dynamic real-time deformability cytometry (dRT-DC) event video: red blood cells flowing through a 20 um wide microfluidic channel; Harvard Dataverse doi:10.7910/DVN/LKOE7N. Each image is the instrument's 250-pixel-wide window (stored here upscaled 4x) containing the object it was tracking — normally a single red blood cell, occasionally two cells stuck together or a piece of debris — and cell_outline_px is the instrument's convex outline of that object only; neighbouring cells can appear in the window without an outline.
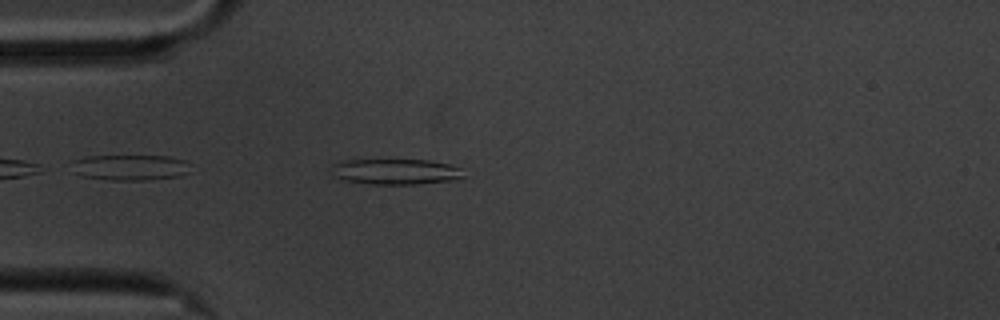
{"species": "common noctule bat (a hibernating species)", "species_latin": "Nyctalus noctula", "temperature_condition": "cold", "stored_images_in_passage": 46, "camera_frame_rate_fps": 3000, "um_per_image_px": 0.085, "animal": {"sex": "male", "body_mass_g": 20.1, "forearm_length_mm": 53.5}, "frame": {"image": 1, "passage_image": 3, "time_ms": 0.667, "image_size_px": [1000, 320], "cell_outline_px": [[464, 176], [452, 180], [416, 184], [372, 184], [340, 180], [332, 176], [332, 164], [340, 160], [428, 160], [448, 164], [460, 168]], "centroid_in_image_um": [33.54, 14.59], "position_along_channel_um": 51.5, "area_um2": 19.77}}
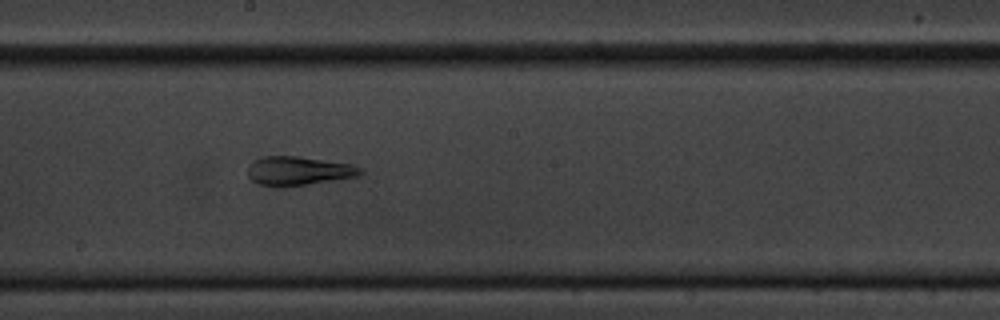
{"frame": {"image": 2, "passage_image": 19, "time_ms": 6.0, "image_size_px": [1000, 320], "cell_outline_px": [[364, 172], [356, 176], [308, 184], [276, 188], [260, 184], [252, 180], [248, 176], [248, 164], [252, 160], [264, 156], [296, 156], [352, 164], [360, 168]], "centroid_in_image_um": [25.3, 14.53], "position_along_channel_um": 222.9, "area_um2": 18.96}}
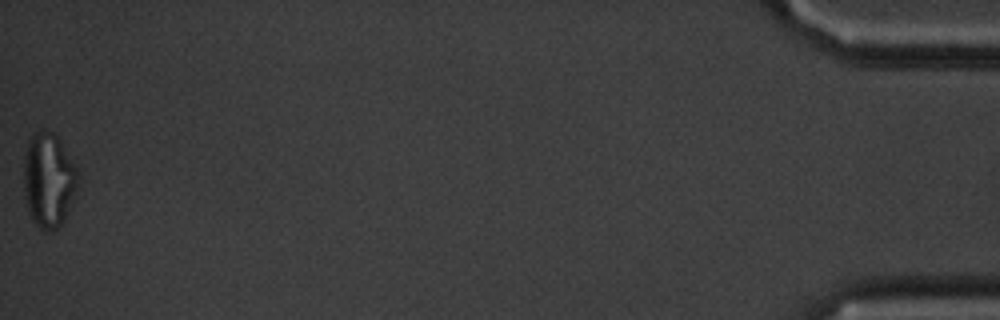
{"frame": {"image": 3, "passage_image": 46, "time_ms": 15.0, "image_size_px": [1000, 320], "cell_outline_px": [[80, 188], [64, 220], [56, 228], [48, 232], [44, 232], [32, 220], [28, 212], [24, 196], [24, 156], [28, 140], [36, 132], [44, 128], [52, 132], [60, 140], [80, 172]], "centroid_in_image_um": [4.17, 15.32], "position_along_channel_um": 431.0, "area_um2": 30.69}, "authors_computed_cell_mechanics": {"area_um2": 19.4786, "velocity_mm_per_s": 3.3866, "shape_relaxation_time_tau1_ms": null, "shape_relaxation_time_tau2_ms": 3.9932, "deformation_change_tau1": null, "deformation_change_tau2": 0.1248}}